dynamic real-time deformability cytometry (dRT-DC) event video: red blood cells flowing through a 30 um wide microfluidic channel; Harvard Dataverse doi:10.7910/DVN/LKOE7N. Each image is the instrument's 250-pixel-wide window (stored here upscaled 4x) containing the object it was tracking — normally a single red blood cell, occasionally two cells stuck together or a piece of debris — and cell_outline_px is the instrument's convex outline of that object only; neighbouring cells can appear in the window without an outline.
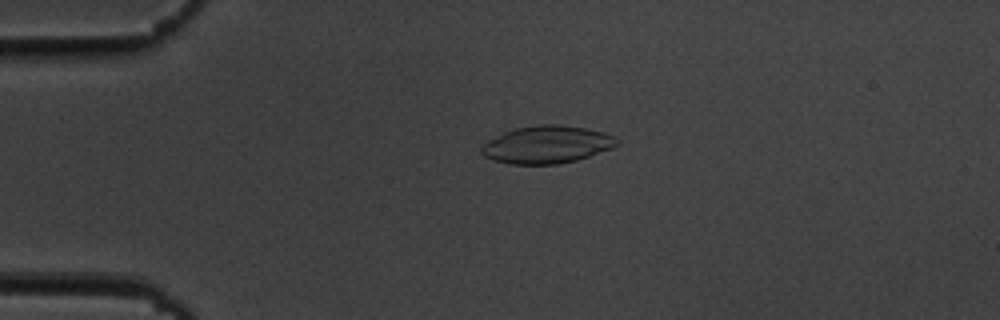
{"species": "common noctule bat (a hibernating species)", "species_latin": "Nyctalus noctula", "temperature_condition": "cold", "stored_images_in_passage": 49, "camera_frame_rate_fps": 3000, "um_per_image_px": 0.085, "animal": {"sex": "male", "body_mass_g": 19.5, "forearm_length_mm": 54.6}, "frame": {"image": 1, "passage_image": 7, "time_ms": 2.0, "image_size_px": [1000, 320], "cell_outline_px": [[620, 144], [612, 148], [576, 160], [560, 164], [512, 164], [492, 160], [484, 156], [480, 152], [480, 148], [488, 140], [504, 132], [516, 128], [536, 124], [560, 124], [584, 128], [604, 132], [620, 140]], "centroid_in_image_um": [46.48, 12.29], "position_along_channel_um": 38.5, "area_um2": 29.71}}
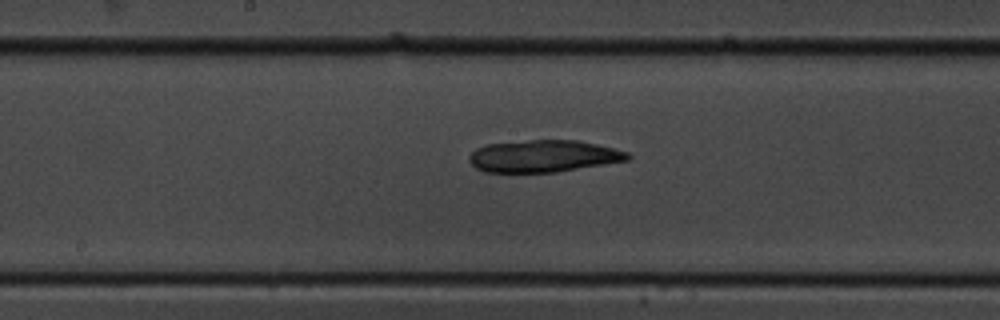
{"frame": {"image": 2, "passage_image": 23, "time_ms": 7.333, "image_size_px": [1000, 320], "cell_outline_px": [[632, 156], [628, 160], [556, 172], [484, 172], [476, 168], [468, 160], [468, 156], [476, 148], [488, 144], [528, 140], [576, 140], [596, 144], [628, 152]], "centroid_in_image_um": [46.17, 13.27], "position_along_channel_um": 202.0, "area_um2": 29.48}}
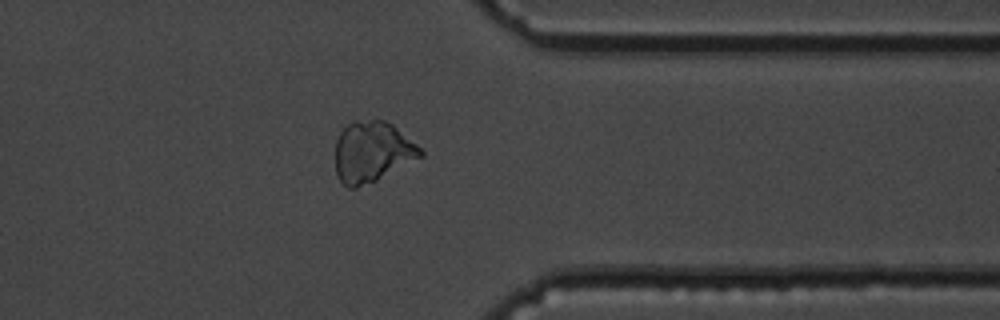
{"frame": {"image": 3, "passage_image": 38, "time_ms": 12.333, "image_size_px": [1000, 320], "cell_outline_px": [[424, 156], [376, 180], [356, 188], [348, 188], [336, 176], [336, 140], [340, 132], [352, 120], [384, 120], [392, 124], [416, 144], [424, 152]], "centroid_in_image_um": [31.63, 12.9], "position_along_channel_um": 379.8, "area_um2": 30.06}}